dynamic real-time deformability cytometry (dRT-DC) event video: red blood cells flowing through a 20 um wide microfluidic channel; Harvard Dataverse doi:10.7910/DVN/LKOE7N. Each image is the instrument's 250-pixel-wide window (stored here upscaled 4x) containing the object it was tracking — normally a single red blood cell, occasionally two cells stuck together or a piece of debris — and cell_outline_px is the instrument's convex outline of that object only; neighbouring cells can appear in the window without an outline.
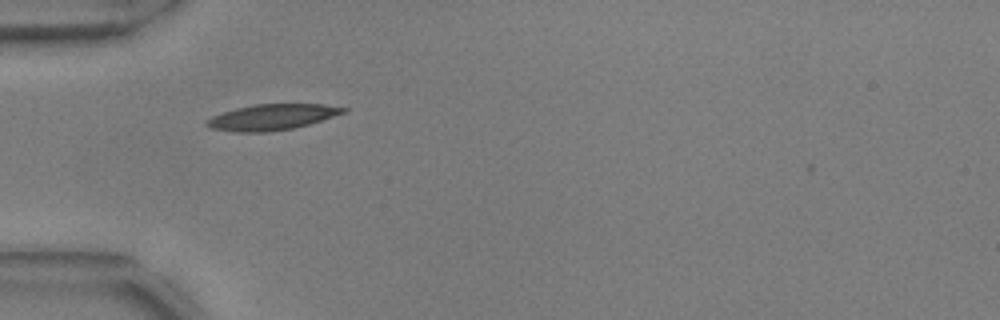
{"species": "common noctule bat (a hibernating species)", "species_latin": "Nyctalus noctula", "temperature_condition": "warm", "stored_images_in_passage": 39, "camera_frame_rate_fps": 3000, "um_per_image_px": 0.085, "animal": {"sex": "male", "body_mass_g": 17.9, "forearm_length_mm": 54.2}, "frame": {"image": 1, "passage_image": 2, "time_ms": 0.333, "image_size_px": [1000, 320], "cell_outline_px": [[348, 112], [308, 124], [292, 128], [268, 132], [236, 132], [208, 128], [204, 124], [204, 120], [212, 116], [236, 108], [256, 104], [324, 104], [348, 108]], "centroid_in_image_um": [23.1, 9.95], "position_along_channel_um": 61.9, "area_um2": 20.63}}
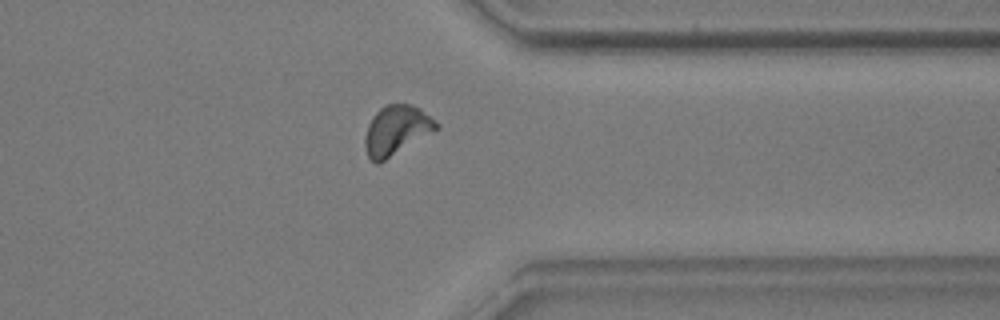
{"frame": {"image": 2, "passage_image": 28, "time_ms": 9.0, "image_size_px": [1000, 320], "cell_outline_px": [[440, 128], [380, 164], [376, 164], [368, 156], [364, 144], [364, 140], [368, 124], [372, 116], [380, 108], [388, 104], [408, 104], [420, 108], [440, 124]], "centroid_in_image_um": [33.7, 11.09], "position_along_channel_um": 377.7, "area_um2": 20.75}}
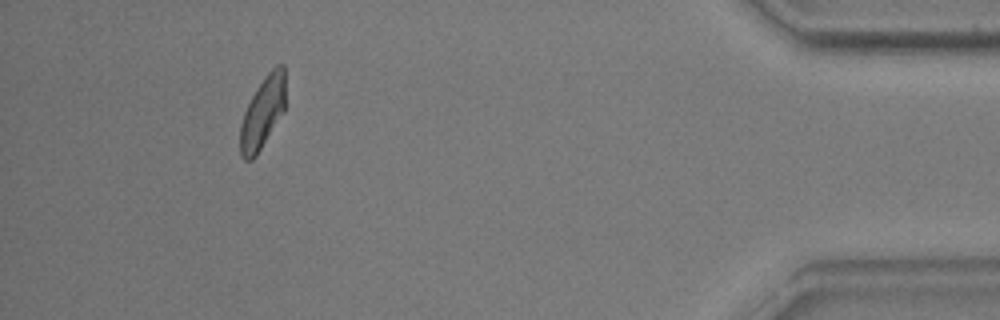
{"frame": {"image": 3, "passage_image": 35, "time_ms": 11.333, "image_size_px": [1000, 320], "cell_outline_px": [[284, 112], [256, 156], [252, 160], [244, 160], [240, 152], [240, 124], [244, 112], [256, 88], [268, 72], [276, 64], [284, 64]], "centroid_in_image_um": [22.32, 9.58], "position_along_channel_um": 412.9, "area_um2": 18.79}, "authors_computed_cell_mechanics": {"area_um2": 19.652, "velocity_mm_per_s": 3.7244, "shape_relaxation_time_tau1_ms": 2.7961, "shape_relaxation_time_tau2_ms": 1.9799, "deformation_change_tau1": 0.1414, "deformation_change_tau2": 0.0677}}